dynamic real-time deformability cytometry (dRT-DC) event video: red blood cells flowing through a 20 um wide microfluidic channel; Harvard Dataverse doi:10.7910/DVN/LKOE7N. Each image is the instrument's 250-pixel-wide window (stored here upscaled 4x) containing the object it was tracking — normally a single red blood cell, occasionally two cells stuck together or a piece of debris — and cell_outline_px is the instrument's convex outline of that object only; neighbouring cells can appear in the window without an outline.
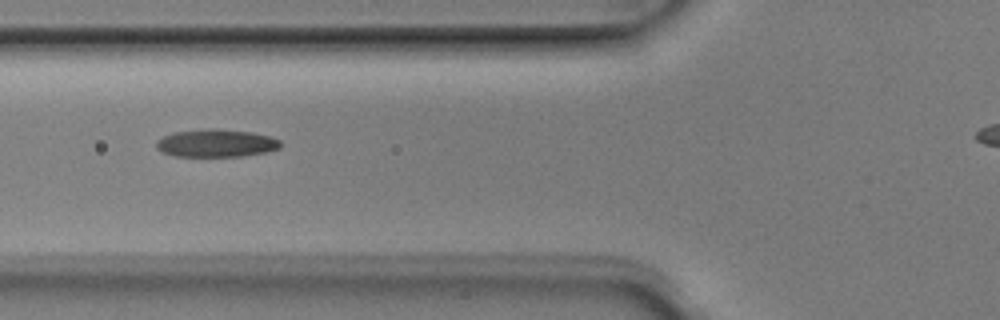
{"species": "Egyptian fruit bat (a non-hibernating species)", "species_latin": "Rousettus aegyptiacus", "temperature_condition": "room temperature", "stored_images_in_passage": 5, "segment_of_instrument_passage": [1, 2], "camera_frame_rate_fps": 3000, "um_per_image_px": 0.085, "animal": {"sex": "male"}, "frame": {"image": 1, "passage_image": 3, "time_ms": 0.667, "image_size_px": [1000, 320], "cell_outline_px": [[284, 144], [280, 148], [264, 152], [240, 156], [176, 156], [164, 152], [156, 148], [156, 140], [172, 132], [208, 128], [216, 128], [252, 132], [272, 136], [280, 140]], "centroid_in_image_um": [18.4, 12.15], "position_along_channel_um": 107.4, "area_um2": 20.23}}
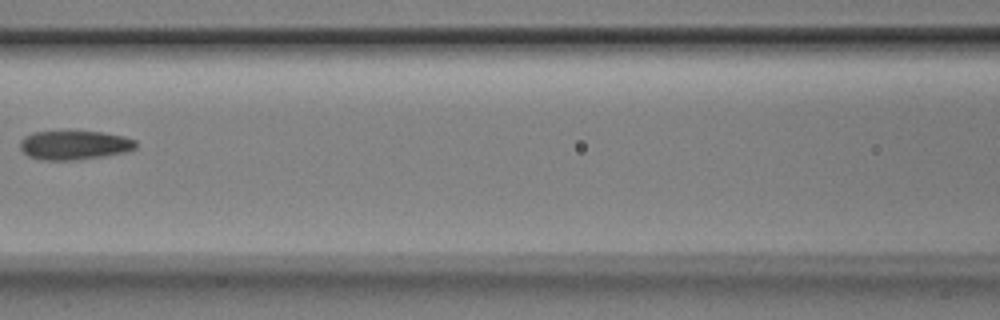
{"frame": {"image": 2, "passage_image": 4, "time_ms": 1.0, "image_size_px": [1000, 320], "cell_outline_px": [[136, 148], [124, 152], [104, 156], [72, 160], [44, 160], [28, 156], [20, 148], [20, 140], [24, 136], [32, 132], [104, 132], [124, 136], [136, 140]], "centroid_in_image_um": [6.32, 12.33], "position_along_channel_um": 160.3, "area_um2": 19.48}}